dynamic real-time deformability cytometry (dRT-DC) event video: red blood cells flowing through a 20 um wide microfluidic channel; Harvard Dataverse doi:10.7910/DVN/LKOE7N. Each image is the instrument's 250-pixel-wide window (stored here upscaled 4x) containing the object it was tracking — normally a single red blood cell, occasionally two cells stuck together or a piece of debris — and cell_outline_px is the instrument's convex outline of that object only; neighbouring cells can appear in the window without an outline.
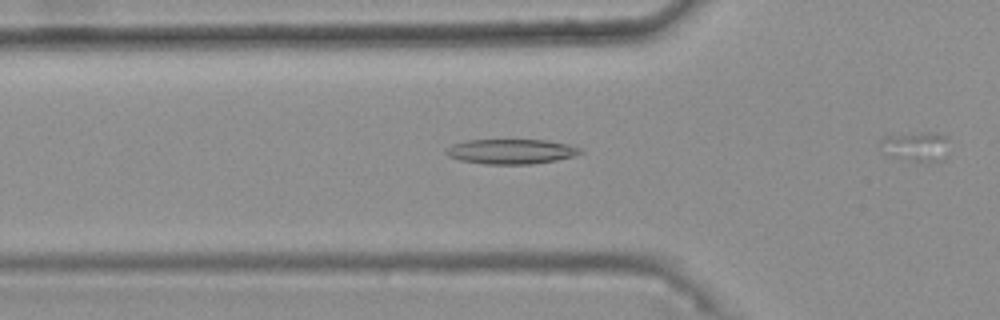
{"species": "common noctule bat (a hibernating species)", "species_latin": "Nyctalus noctula", "temperature_condition": "warm", "stored_images_in_passage": 9, "camera_frame_rate_fps": 3000, "um_per_image_px": 0.085, "animal": {"sex": "female", "body_mass_g": 25.1}, "frame": {"image": 1, "passage_image": 2, "time_ms": 0.333, "image_size_px": [1000, 320], "cell_outline_px": [[584, 152], [576, 156], [556, 160], [532, 164], [484, 164], [460, 160], [448, 156], [444, 152], [452, 144], [468, 140], [548, 140], [568, 144], [580, 148]], "centroid_in_image_um": [43.47, 12.88], "position_along_channel_um": 82.3, "area_um2": 19.54}}
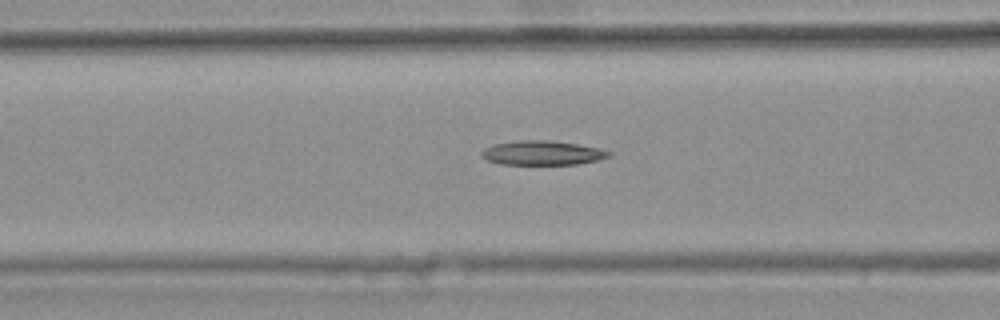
{"frame": {"image": 2, "passage_image": 5, "time_ms": 1.333, "image_size_px": [1000, 320], "cell_outline_px": [[612, 156], [596, 160], [576, 164], [500, 164], [488, 160], [480, 156], [480, 152], [484, 148], [492, 144], [516, 140], [552, 140], [576, 144], [596, 148], [612, 152]], "centroid_in_image_um": [46.04, 12.99], "position_along_channel_um": 120.6, "area_um2": 18.03}}